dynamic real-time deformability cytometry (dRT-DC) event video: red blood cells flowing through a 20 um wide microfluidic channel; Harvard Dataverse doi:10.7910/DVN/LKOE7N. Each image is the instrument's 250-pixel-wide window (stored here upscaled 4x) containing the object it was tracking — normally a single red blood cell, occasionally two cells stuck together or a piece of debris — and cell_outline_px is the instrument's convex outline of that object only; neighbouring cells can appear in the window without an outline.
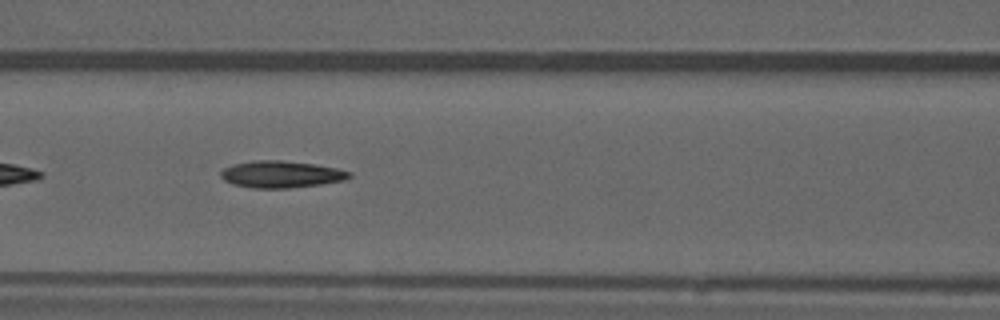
{"species": "common noctule bat (a hibernating species)", "species_latin": "Nyctalus noctula", "temperature_condition": "warm", "stored_images_in_passage": 32, "camera_frame_rate_fps": 3000, "um_per_image_px": 0.085, "animal": {"sex": "male", "forearm_length_mm": 52.5}, "frame": {"image": 1, "passage_image": 8, "time_ms": 2.333, "image_size_px": [1000, 320], "cell_outline_px": [[352, 176], [344, 180], [320, 184], [288, 188], [252, 188], [232, 184], [224, 180], [220, 176], [220, 172], [224, 168], [232, 164], [252, 160], [280, 160], [316, 164], [336, 168], [352, 172]], "centroid_in_image_um": [23.87, 14.81], "position_along_channel_um": 142.7, "area_um2": 20.23}, "authors_computed_cell_mechanics": {"area_um2": 19.1318, "velocity_mm_per_s": 3.888, "shape_relaxation_time_tau1_ms": null, "shape_relaxation_time_tau2_ms": 10.7157, "deformation_change_tau1": null, "deformation_change_tau2": 0.2695}}